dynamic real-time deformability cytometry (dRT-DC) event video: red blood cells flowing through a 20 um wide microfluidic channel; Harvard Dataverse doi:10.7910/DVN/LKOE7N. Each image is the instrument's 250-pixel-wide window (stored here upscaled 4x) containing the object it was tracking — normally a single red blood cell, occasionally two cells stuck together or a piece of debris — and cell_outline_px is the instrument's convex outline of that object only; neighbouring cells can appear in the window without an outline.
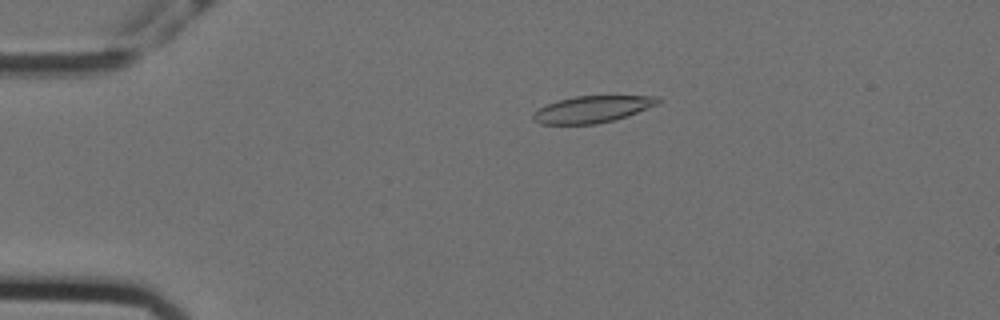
{"species": "Egyptian fruit bat (a non-hibernating species)", "species_latin": "Rousettus aegyptiacus", "temperature_condition": "cold", "stored_images_in_passage": 40, "camera_frame_rate_fps": 3000, "um_per_image_px": 0.085, "animal": {"sex": "female"}, "frame": {"image": 1, "passage_image": 3, "time_ms": 0.667, "image_size_px": [1000, 320], "cell_outline_px": [[660, 100], [656, 104], [628, 116], [596, 124], [540, 124], [532, 116], [532, 112], [548, 104], [560, 100], [576, 96], [660, 96]], "centroid_in_image_um": [50.34, 9.29], "position_along_channel_um": 34.7, "area_um2": 19.13}}
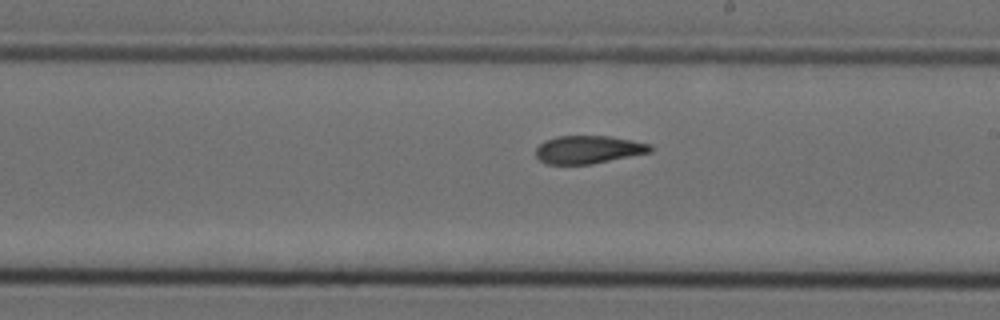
{"frame": {"image": 2, "passage_image": 24, "time_ms": 7.667, "image_size_px": [1000, 320], "cell_outline_px": [[652, 152], [592, 164], [544, 164], [536, 156], [536, 148], [544, 140], [556, 136], [608, 136], [652, 144]], "centroid_in_image_um": [50.0, 12.72], "position_along_channel_um": 239.0, "area_um2": 18.73}}
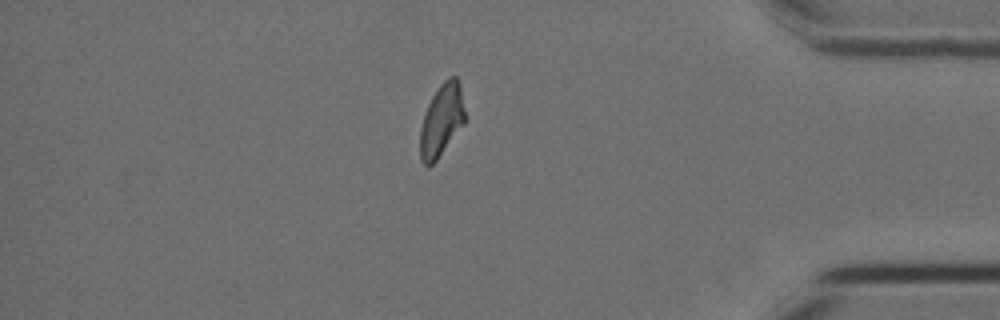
{"frame": {"image": 3, "passage_image": 40, "time_ms": 13.0, "image_size_px": [1000, 320], "cell_outline_px": [[464, 124], [436, 160], [428, 168], [420, 160], [420, 128], [424, 112], [432, 96], [440, 84], [448, 76], [456, 76], [460, 84], [464, 108]], "centroid_in_image_um": [37.51, 10.21], "position_along_channel_um": 397.7, "area_um2": 18.9}, "authors_computed_cell_mechanics": {"area_um2": 19.652, "velocity_mm_per_s": 3.5563, "shape_relaxation_time_tau1_ms": null, "shape_relaxation_time_tau2_ms": 4.49, "deformation_change_tau1": null, "deformation_change_tau2": 0.1078}}